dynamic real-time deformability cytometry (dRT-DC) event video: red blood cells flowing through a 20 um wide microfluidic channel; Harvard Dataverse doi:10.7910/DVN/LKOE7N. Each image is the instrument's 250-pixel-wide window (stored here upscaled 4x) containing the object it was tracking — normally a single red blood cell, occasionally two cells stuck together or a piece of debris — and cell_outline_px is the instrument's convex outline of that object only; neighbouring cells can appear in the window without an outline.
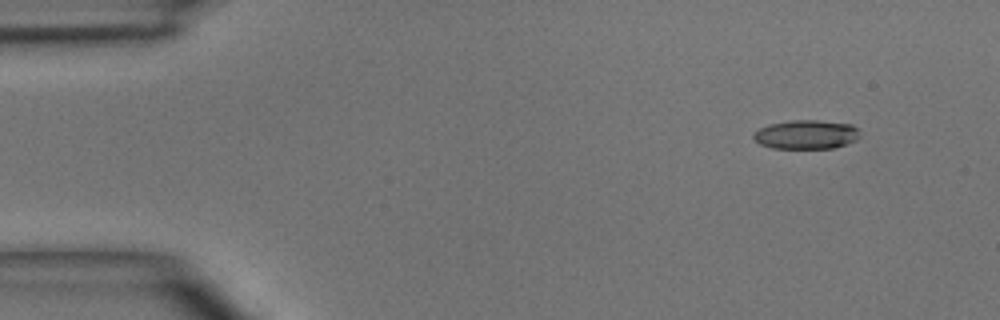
{"species": "common noctule bat (a hibernating species)", "species_latin": "Nyctalus noctula", "temperature_condition": "room temperature", "stored_images_in_passage": 3, "camera_frame_rate_fps": 3000, "um_per_image_px": 0.085, "animal": {"sex": "male", "body_mass_g": 15.6}, "frame": {"image": 1, "passage_image": 3, "time_ms": 3.333, "image_size_px": [1000, 320], "cell_outline_px": [[860, 136], [856, 140], [832, 148], [772, 148], [760, 144], [752, 136], [760, 128], [768, 124], [792, 120], [816, 120], [852, 124], [860, 132]], "centroid_in_image_um": [68.54, 11.43], "position_along_channel_um": 16.5, "area_um2": 17.86}}